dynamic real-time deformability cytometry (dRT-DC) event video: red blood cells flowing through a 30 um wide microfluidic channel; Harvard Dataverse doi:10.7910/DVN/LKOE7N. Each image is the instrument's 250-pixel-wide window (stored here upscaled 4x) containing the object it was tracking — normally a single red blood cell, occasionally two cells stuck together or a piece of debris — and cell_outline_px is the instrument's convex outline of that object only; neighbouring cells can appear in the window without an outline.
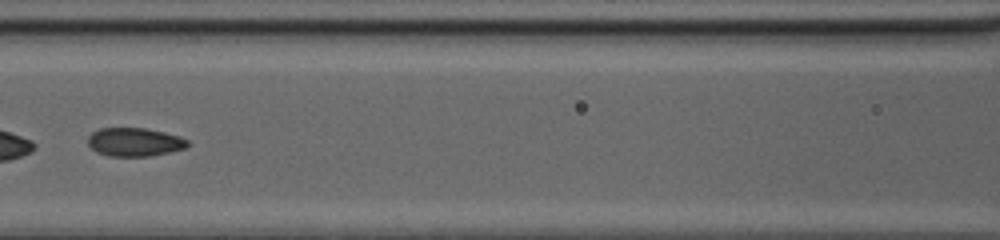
{"species": "common noctule bat (a hibernating species)", "species_latin": "Nyctalus noctula", "temperature_condition": "cold", "stored_images_in_passage": 16, "camera_frame_rate_fps": 3000, "um_per_image_px": 0.085, "animal": {"sex": "female", "body_mass_g": 20.0, "forearm_length_mm": 54.0}, "frame": {"image": 1, "passage_image": 10, "time_ms": 3.0, "image_size_px": [1000, 240], "cell_outline_px": [[188, 144], [184, 148], [168, 152], [148, 156], [108, 156], [96, 152], [88, 144], [88, 136], [92, 132], [100, 128], [144, 128], [164, 132], [180, 136], [188, 140]], "centroid_in_image_um": [11.41, 12.07], "position_along_channel_um": 155.2, "area_um2": 16.47}}